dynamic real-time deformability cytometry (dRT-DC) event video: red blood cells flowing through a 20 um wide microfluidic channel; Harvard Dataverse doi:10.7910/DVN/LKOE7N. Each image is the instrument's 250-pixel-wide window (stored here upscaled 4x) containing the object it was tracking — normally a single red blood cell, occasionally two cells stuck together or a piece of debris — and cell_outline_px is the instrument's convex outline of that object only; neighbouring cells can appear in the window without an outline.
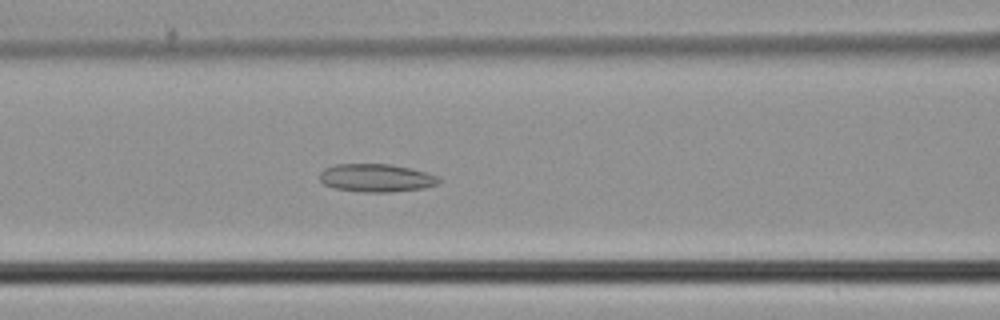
{"species": "common noctule bat (a hibernating species)", "species_latin": "Nyctalus noctula", "temperature_condition": "cold", "stored_images_in_passage": 36, "camera_frame_rate_fps": 3000, "um_per_image_px": 0.085, "animal": {"sex": "male", "body_mass_g": 21.5, "forearm_length_mm": 52.0}, "frame": {"image": 1, "passage_image": 12, "time_ms": 3.667, "image_size_px": [1000, 320], "cell_outline_px": [[440, 184], [424, 188], [392, 192], [364, 192], [336, 188], [324, 184], [320, 180], [320, 172], [324, 168], [336, 164], [388, 164], [408, 168], [440, 176]], "centroid_in_image_um": [32.0, 15.12], "position_along_channel_um": 134.6, "area_um2": 19.42}}
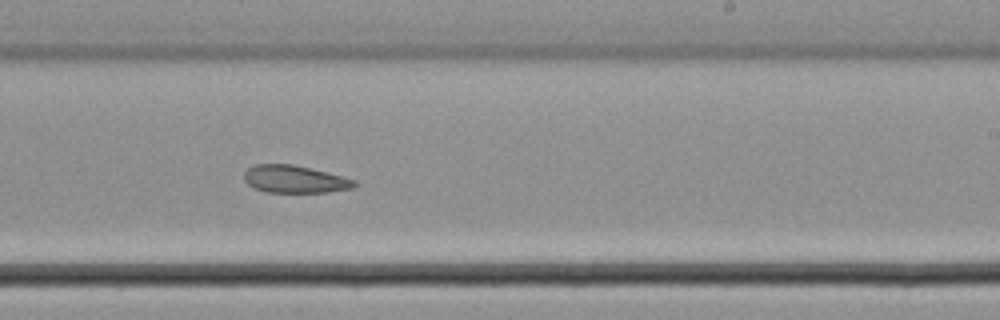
{"frame": {"image": 2, "passage_image": 21, "time_ms": 6.667, "image_size_px": [1000, 320], "cell_outline_px": [[356, 184], [352, 188], [328, 192], [264, 192], [248, 184], [244, 180], [244, 172], [248, 168], [256, 164], [292, 164], [356, 180]], "centroid_in_image_um": [25.01, 15.23], "position_along_channel_um": 264.0, "area_um2": 17.4}}
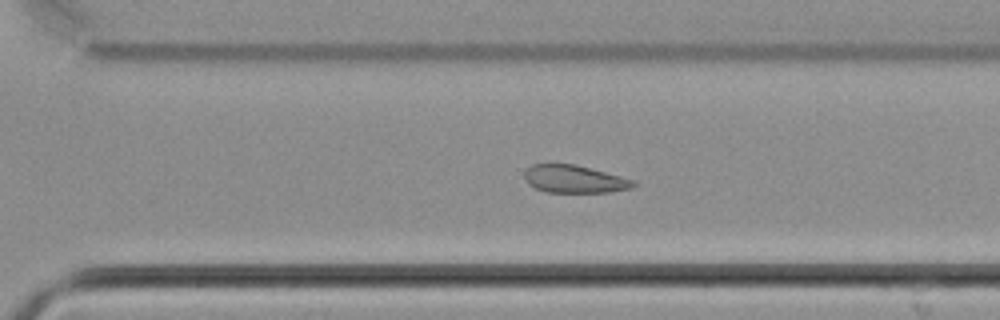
{"frame": {"image": 3, "passage_image": 25, "time_ms": 8.0, "image_size_px": [1000, 320], "cell_outline_px": [[636, 184], [632, 188], [608, 192], [544, 192], [528, 184], [524, 176], [524, 172], [532, 164], [572, 164], [620, 176], [632, 180]], "centroid_in_image_um": [48.78, 15.23], "position_along_channel_um": 321.8, "area_um2": 17.28}}